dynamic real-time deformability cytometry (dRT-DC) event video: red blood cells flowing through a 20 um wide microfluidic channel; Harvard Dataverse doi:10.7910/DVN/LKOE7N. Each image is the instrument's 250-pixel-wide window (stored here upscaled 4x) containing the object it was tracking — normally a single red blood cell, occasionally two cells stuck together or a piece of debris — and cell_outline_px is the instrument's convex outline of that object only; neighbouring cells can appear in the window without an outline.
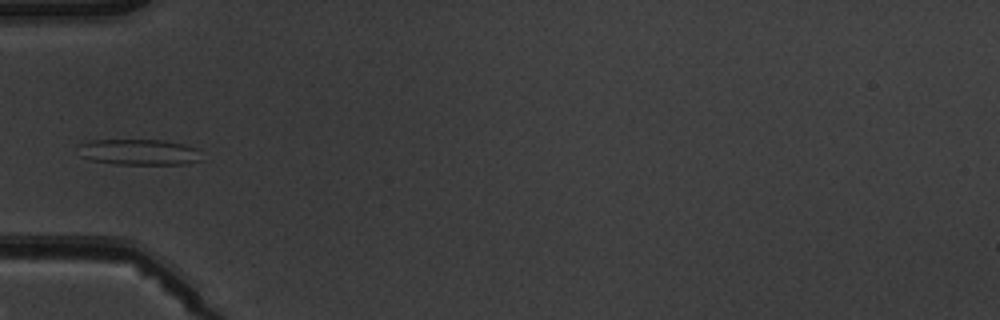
{"species": "common noctule bat (a hibernating species)", "species_latin": "Nyctalus noctula", "temperature_condition": "warm", "stored_images_in_passage": 6, "camera_frame_rate_fps": 3000, "um_per_image_px": 0.085, "animal": {"sex": "male", "body_mass_g": 19.5, "forearm_length_mm": 54.6}, "frame": {"image": 1, "passage_image": 5, "time_ms": 5.0, "image_size_px": [1000, 320], "cell_outline_px": [[204, 160], [188, 164], [116, 164], [92, 160], [80, 156], [76, 144], [88, 140], [164, 140], [184, 144], [196, 148]], "centroid_in_image_um": [11.8, 12.92], "position_along_channel_um": 73.2, "area_um2": 18.9}}